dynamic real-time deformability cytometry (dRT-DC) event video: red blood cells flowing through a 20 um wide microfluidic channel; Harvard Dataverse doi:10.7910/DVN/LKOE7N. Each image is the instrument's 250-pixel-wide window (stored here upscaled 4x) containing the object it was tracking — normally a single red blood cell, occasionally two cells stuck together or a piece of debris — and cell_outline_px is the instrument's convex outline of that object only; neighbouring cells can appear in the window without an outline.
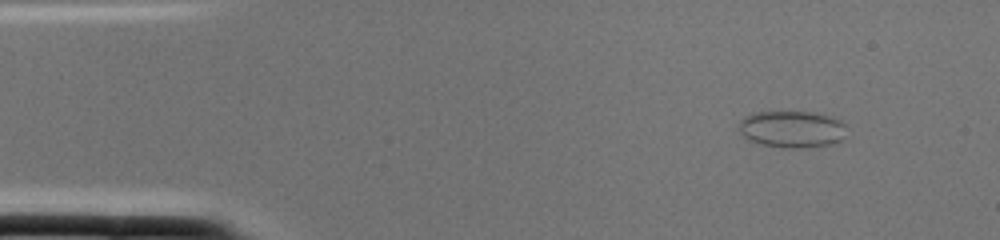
{"species": "common noctule bat (a hibernating species)", "species_latin": "Nyctalus noctula", "temperature_condition": "cold", "stored_images_in_passage": 1, "camera_frame_rate_fps": 3000, "um_per_image_px": 0.085, "animal": {"sex": "female", "body_mass_g": 22.0, "forearm_length_mm": 56.7}, "frame": {"image": 1, "passage_image": 1, "time_ms": 0.0, "image_size_px": [1000, 240], "cell_outline_px": [[844, 124], [840, 140], [828, 144], [800, 148], [784, 148], [760, 144], [748, 140], [740, 132], [740, 120], [744, 116], [752, 112], [812, 112], [832, 116], [840, 120]], "centroid_in_image_um": [67.25, 10.97], "position_along_channel_um": 17.8, "area_um2": 22.89}}